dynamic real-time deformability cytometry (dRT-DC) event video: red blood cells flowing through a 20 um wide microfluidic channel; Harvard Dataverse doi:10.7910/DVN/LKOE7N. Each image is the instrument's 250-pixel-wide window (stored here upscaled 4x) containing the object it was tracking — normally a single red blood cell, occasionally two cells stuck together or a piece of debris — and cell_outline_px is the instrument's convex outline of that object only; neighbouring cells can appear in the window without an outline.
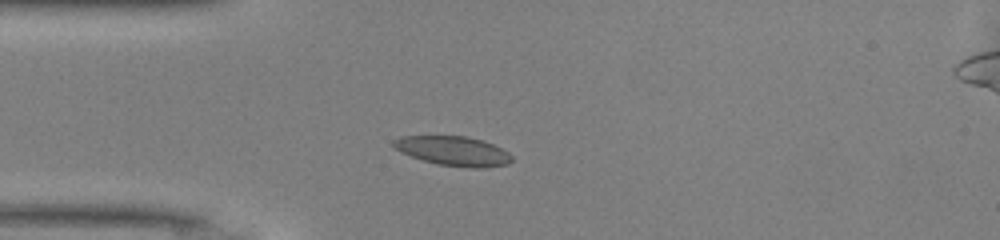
{"species": "common noctule bat (a hibernating species)", "species_latin": "Nyctalus noctula", "temperature_condition": "warm", "stored_images_in_passage": 39, "camera_frame_rate_fps": 3000, "um_per_image_px": 0.085, "animal": {"sex": "male", "body_mass_g": 13.0, "forearm_length_mm": 53.1}, "frame": {"image": 1, "passage_image": 3, "time_ms": 0.667, "image_size_px": [1000, 240], "cell_outline_px": [[512, 160], [508, 164], [484, 168], [472, 168], [436, 164], [400, 152], [392, 144], [392, 140], [400, 136], [464, 136], [484, 140], [508, 152], [512, 156]], "centroid_in_image_um": [38.53, 12.83], "position_along_channel_um": 46.5, "area_um2": 20.29}}
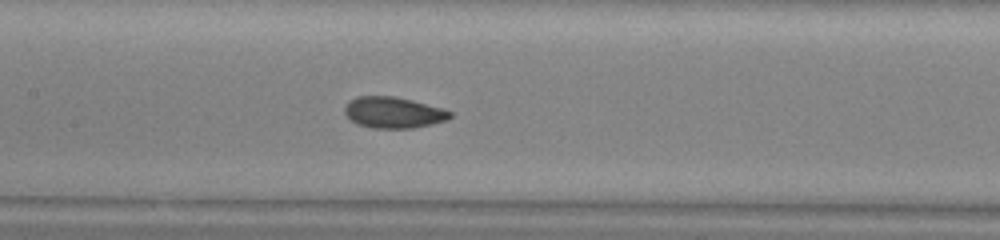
{"frame": {"image": 2, "passage_image": 13, "time_ms": 4.0, "image_size_px": [1000, 240], "cell_outline_px": [[452, 116], [448, 120], [432, 124], [412, 128], [372, 128], [356, 124], [344, 112], [344, 108], [348, 100], [356, 96], [396, 96], [444, 108], [452, 112]], "centroid_in_image_um": [33.45, 9.55], "position_along_channel_um": 174.0, "area_um2": 19.36}}
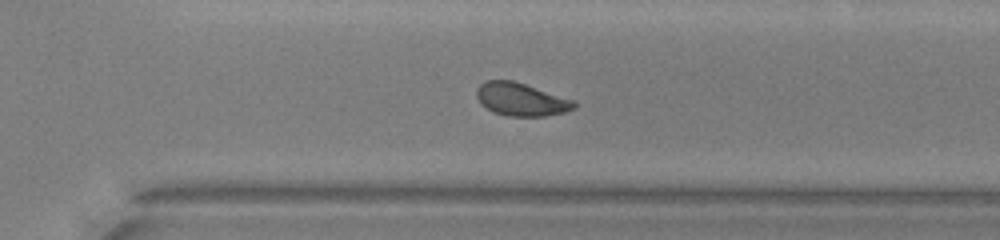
{"frame": {"image": 3, "passage_image": 24, "time_ms": 7.667, "image_size_px": [1000, 240], "cell_outline_px": [[576, 108], [564, 112], [544, 116], [508, 116], [492, 112], [480, 104], [476, 96], [476, 88], [480, 84], [488, 80], [512, 80], [576, 100]], "centroid_in_image_um": [44.29, 8.45], "position_along_channel_um": 326.3, "area_um2": 18.9}, "authors_computed_cell_mechanics": {"area_um2": 19.1318, "velocity_mm_per_s": 4.1666, "shape_relaxation_time_tau1_ms": 4.4231, "shape_relaxation_time_tau2_ms": 1.1105, "deformation_change_tau1": 0.1176, "deformation_change_tau2": 0.0568}}